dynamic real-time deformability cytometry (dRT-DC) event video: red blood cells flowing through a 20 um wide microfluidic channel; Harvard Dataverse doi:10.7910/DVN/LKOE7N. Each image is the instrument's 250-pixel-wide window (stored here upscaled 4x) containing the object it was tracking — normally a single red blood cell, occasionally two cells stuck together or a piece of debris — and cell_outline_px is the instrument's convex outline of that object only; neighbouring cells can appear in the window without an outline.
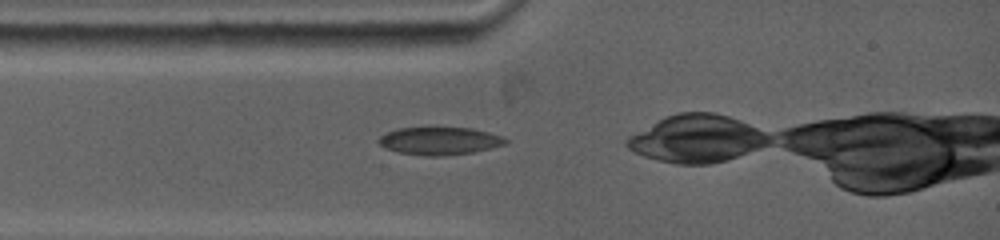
{"species": "common noctule bat (a hibernating species)", "species_latin": "Nyctalus noctula", "temperature_condition": "warm", "stored_images_in_passage": 2, "camera_frame_rate_fps": 5000, "um_per_image_px": 0.085, "animal": {"sex": "female", "body_mass_g": 19.0, "forearm_length_mm": 53.3}, "frame": {"image": 1, "passage_image": 1, "time_ms": 0.0, "image_size_px": [1000, 240], "cell_outline_px": [[508, 140], [504, 144], [472, 152], [444, 156], [424, 156], [396, 152], [384, 148], [376, 140], [380, 136], [388, 132], [400, 128], [472, 128], [488, 132], [500, 136]], "centroid_in_image_um": [37.3, 11.99], "position_along_channel_um": 47.7, "area_um2": 20.29}}